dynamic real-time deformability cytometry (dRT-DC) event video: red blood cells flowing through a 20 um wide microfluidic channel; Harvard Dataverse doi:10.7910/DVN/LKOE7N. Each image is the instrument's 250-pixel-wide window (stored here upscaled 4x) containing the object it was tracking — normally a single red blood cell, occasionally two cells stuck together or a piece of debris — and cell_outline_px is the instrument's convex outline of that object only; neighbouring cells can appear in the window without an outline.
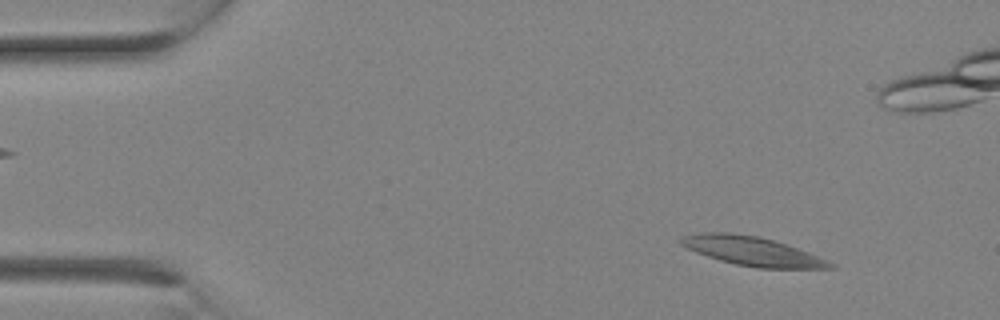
{"species": "Egyptian fruit bat (a non-hibernating species)", "species_latin": "Rousettus aegyptiacus", "temperature_condition": "room temperature", "stored_images_in_passage": 10, "camera_frame_rate_fps": 3000, "um_per_image_px": 0.085, "animal": {"sex": "female"}, "frame": {"image": 1, "passage_image": 2, "time_ms": 0.333, "image_size_px": [1000, 320], "cell_outline_px": [[836, 268], [756, 268], [736, 264], [720, 260], [696, 252], [680, 244], [680, 236], [700, 232], [732, 232], [760, 236], [808, 252], [828, 260], [836, 264]], "centroid_in_image_um": [63.92, 21.34], "position_along_channel_um": 21.1, "area_um2": 25.14}}
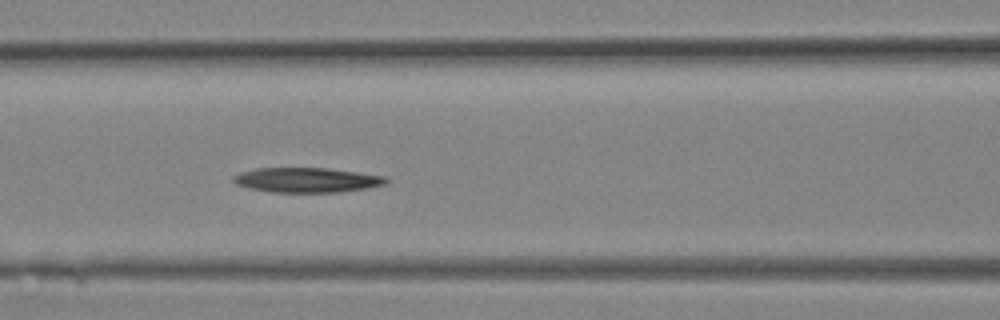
{"frame": {"image": 2, "passage_image": 10, "time_ms": 3.0, "image_size_px": [1000, 320], "cell_outline_px": [[388, 180], [384, 184], [368, 188], [336, 192], [272, 192], [248, 188], [236, 184], [232, 180], [232, 176], [240, 172], [256, 168], [328, 168], [384, 176]], "centroid_in_image_um": [26.02, 15.3], "position_along_channel_um": 140.6, "area_um2": 21.96}}